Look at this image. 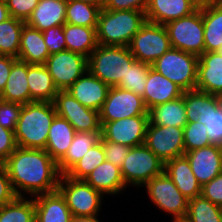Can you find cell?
I'll use <instances>...</instances> for the list:
<instances>
[{
  "label": "cell",
  "mask_w": 222,
  "mask_h": 222,
  "mask_svg": "<svg viewBox=\"0 0 222 222\" xmlns=\"http://www.w3.org/2000/svg\"><path fill=\"white\" fill-rule=\"evenodd\" d=\"M3 163L18 197H35L58 190L61 174L57 162L45 149L17 147Z\"/></svg>",
  "instance_id": "1"
},
{
  "label": "cell",
  "mask_w": 222,
  "mask_h": 222,
  "mask_svg": "<svg viewBox=\"0 0 222 222\" xmlns=\"http://www.w3.org/2000/svg\"><path fill=\"white\" fill-rule=\"evenodd\" d=\"M56 115L53 102L33 101L22 105L14 131L17 146L45 149L49 128Z\"/></svg>",
  "instance_id": "2"
},
{
  "label": "cell",
  "mask_w": 222,
  "mask_h": 222,
  "mask_svg": "<svg viewBox=\"0 0 222 222\" xmlns=\"http://www.w3.org/2000/svg\"><path fill=\"white\" fill-rule=\"evenodd\" d=\"M146 21V14L142 11L102 8L96 28L97 42L105 46H129Z\"/></svg>",
  "instance_id": "3"
},
{
  "label": "cell",
  "mask_w": 222,
  "mask_h": 222,
  "mask_svg": "<svg viewBox=\"0 0 222 222\" xmlns=\"http://www.w3.org/2000/svg\"><path fill=\"white\" fill-rule=\"evenodd\" d=\"M136 59L128 46H105L98 44L88 57V70L110 87L125 79L128 67Z\"/></svg>",
  "instance_id": "4"
},
{
  "label": "cell",
  "mask_w": 222,
  "mask_h": 222,
  "mask_svg": "<svg viewBox=\"0 0 222 222\" xmlns=\"http://www.w3.org/2000/svg\"><path fill=\"white\" fill-rule=\"evenodd\" d=\"M187 122L198 121L206 125L211 144L222 146V113L218 95L189 90L184 92Z\"/></svg>",
  "instance_id": "5"
},
{
  "label": "cell",
  "mask_w": 222,
  "mask_h": 222,
  "mask_svg": "<svg viewBox=\"0 0 222 222\" xmlns=\"http://www.w3.org/2000/svg\"><path fill=\"white\" fill-rule=\"evenodd\" d=\"M199 56L171 48L151 67L179 86L184 92L196 89Z\"/></svg>",
  "instance_id": "6"
},
{
  "label": "cell",
  "mask_w": 222,
  "mask_h": 222,
  "mask_svg": "<svg viewBox=\"0 0 222 222\" xmlns=\"http://www.w3.org/2000/svg\"><path fill=\"white\" fill-rule=\"evenodd\" d=\"M58 191L65 198L73 216L96 217L101 215L100 210L104 206L103 203L105 204V196L84 180H75L63 174L59 178Z\"/></svg>",
  "instance_id": "7"
},
{
  "label": "cell",
  "mask_w": 222,
  "mask_h": 222,
  "mask_svg": "<svg viewBox=\"0 0 222 222\" xmlns=\"http://www.w3.org/2000/svg\"><path fill=\"white\" fill-rule=\"evenodd\" d=\"M125 158L121 173L127 187L140 189L153 177L164 172V162L145 144L131 147Z\"/></svg>",
  "instance_id": "8"
},
{
  "label": "cell",
  "mask_w": 222,
  "mask_h": 222,
  "mask_svg": "<svg viewBox=\"0 0 222 222\" xmlns=\"http://www.w3.org/2000/svg\"><path fill=\"white\" fill-rule=\"evenodd\" d=\"M146 190L151 204L156 209L165 213L166 216L171 215V220L185 219L188 207V199L178 190L172 179L162 173L153 177L146 182L141 188ZM168 214V215H167Z\"/></svg>",
  "instance_id": "9"
},
{
  "label": "cell",
  "mask_w": 222,
  "mask_h": 222,
  "mask_svg": "<svg viewBox=\"0 0 222 222\" xmlns=\"http://www.w3.org/2000/svg\"><path fill=\"white\" fill-rule=\"evenodd\" d=\"M164 26L172 48L197 56L204 53V25L200 7L190 15L172 20Z\"/></svg>",
  "instance_id": "10"
},
{
  "label": "cell",
  "mask_w": 222,
  "mask_h": 222,
  "mask_svg": "<svg viewBox=\"0 0 222 222\" xmlns=\"http://www.w3.org/2000/svg\"><path fill=\"white\" fill-rule=\"evenodd\" d=\"M128 47L136 60L148 65L172 48L165 26L148 21L134 35Z\"/></svg>",
  "instance_id": "11"
},
{
  "label": "cell",
  "mask_w": 222,
  "mask_h": 222,
  "mask_svg": "<svg viewBox=\"0 0 222 222\" xmlns=\"http://www.w3.org/2000/svg\"><path fill=\"white\" fill-rule=\"evenodd\" d=\"M135 116H148L142 96L117 86L110 87L107 98L99 111L100 125Z\"/></svg>",
  "instance_id": "12"
},
{
  "label": "cell",
  "mask_w": 222,
  "mask_h": 222,
  "mask_svg": "<svg viewBox=\"0 0 222 222\" xmlns=\"http://www.w3.org/2000/svg\"><path fill=\"white\" fill-rule=\"evenodd\" d=\"M44 65L58 91H66L88 70V58L80 53L64 50L50 54Z\"/></svg>",
  "instance_id": "13"
},
{
  "label": "cell",
  "mask_w": 222,
  "mask_h": 222,
  "mask_svg": "<svg viewBox=\"0 0 222 222\" xmlns=\"http://www.w3.org/2000/svg\"><path fill=\"white\" fill-rule=\"evenodd\" d=\"M53 104L56 114L66 119L76 132H101L99 111L83 106L69 92L58 91Z\"/></svg>",
  "instance_id": "14"
},
{
  "label": "cell",
  "mask_w": 222,
  "mask_h": 222,
  "mask_svg": "<svg viewBox=\"0 0 222 222\" xmlns=\"http://www.w3.org/2000/svg\"><path fill=\"white\" fill-rule=\"evenodd\" d=\"M144 144L164 163L184 156L183 128L149 123Z\"/></svg>",
  "instance_id": "15"
},
{
  "label": "cell",
  "mask_w": 222,
  "mask_h": 222,
  "mask_svg": "<svg viewBox=\"0 0 222 222\" xmlns=\"http://www.w3.org/2000/svg\"><path fill=\"white\" fill-rule=\"evenodd\" d=\"M148 116H135L105 122L101 126V136L112 142L128 147H134L145 143Z\"/></svg>",
  "instance_id": "16"
},
{
  "label": "cell",
  "mask_w": 222,
  "mask_h": 222,
  "mask_svg": "<svg viewBox=\"0 0 222 222\" xmlns=\"http://www.w3.org/2000/svg\"><path fill=\"white\" fill-rule=\"evenodd\" d=\"M191 170L198 183L203 186L222 172V146H209L185 152Z\"/></svg>",
  "instance_id": "17"
},
{
  "label": "cell",
  "mask_w": 222,
  "mask_h": 222,
  "mask_svg": "<svg viewBox=\"0 0 222 222\" xmlns=\"http://www.w3.org/2000/svg\"><path fill=\"white\" fill-rule=\"evenodd\" d=\"M110 86L87 70L66 91L83 106L100 111Z\"/></svg>",
  "instance_id": "18"
},
{
  "label": "cell",
  "mask_w": 222,
  "mask_h": 222,
  "mask_svg": "<svg viewBox=\"0 0 222 222\" xmlns=\"http://www.w3.org/2000/svg\"><path fill=\"white\" fill-rule=\"evenodd\" d=\"M197 0H149L145 10L146 20L151 23H166L190 15L199 7Z\"/></svg>",
  "instance_id": "19"
},
{
  "label": "cell",
  "mask_w": 222,
  "mask_h": 222,
  "mask_svg": "<svg viewBox=\"0 0 222 222\" xmlns=\"http://www.w3.org/2000/svg\"><path fill=\"white\" fill-rule=\"evenodd\" d=\"M196 89L212 95L222 94V55L216 51L199 56Z\"/></svg>",
  "instance_id": "20"
},
{
  "label": "cell",
  "mask_w": 222,
  "mask_h": 222,
  "mask_svg": "<svg viewBox=\"0 0 222 222\" xmlns=\"http://www.w3.org/2000/svg\"><path fill=\"white\" fill-rule=\"evenodd\" d=\"M183 90L174 82L149 68L144 95L142 96L147 110L183 95Z\"/></svg>",
  "instance_id": "21"
},
{
  "label": "cell",
  "mask_w": 222,
  "mask_h": 222,
  "mask_svg": "<svg viewBox=\"0 0 222 222\" xmlns=\"http://www.w3.org/2000/svg\"><path fill=\"white\" fill-rule=\"evenodd\" d=\"M84 181L105 197H114L121 193L124 195L123 192L129 190L124 183L121 168L106 160L89 173Z\"/></svg>",
  "instance_id": "22"
},
{
  "label": "cell",
  "mask_w": 222,
  "mask_h": 222,
  "mask_svg": "<svg viewBox=\"0 0 222 222\" xmlns=\"http://www.w3.org/2000/svg\"><path fill=\"white\" fill-rule=\"evenodd\" d=\"M35 222H71V214L65 198L57 190L33 197Z\"/></svg>",
  "instance_id": "23"
},
{
  "label": "cell",
  "mask_w": 222,
  "mask_h": 222,
  "mask_svg": "<svg viewBox=\"0 0 222 222\" xmlns=\"http://www.w3.org/2000/svg\"><path fill=\"white\" fill-rule=\"evenodd\" d=\"M164 173L173 181L178 190L188 199L201 195V185L191 170L185 156L171 159L164 163Z\"/></svg>",
  "instance_id": "24"
},
{
  "label": "cell",
  "mask_w": 222,
  "mask_h": 222,
  "mask_svg": "<svg viewBox=\"0 0 222 222\" xmlns=\"http://www.w3.org/2000/svg\"><path fill=\"white\" fill-rule=\"evenodd\" d=\"M66 6L67 0H40L25 23L41 32L54 26L64 25Z\"/></svg>",
  "instance_id": "25"
},
{
  "label": "cell",
  "mask_w": 222,
  "mask_h": 222,
  "mask_svg": "<svg viewBox=\"0 0 222 222\" xmlns=\"http://www.w3.org/2000/svg\"><path fill=\"white\" fill-rule=\"evenodd\" d=\"M204 25V52H215L222 45V0L199 4Z\"/></svg>",
  "instance_id": "26"
},
{
  "label": "cell",
  "mask_w": 222,
  "mask_h": 222,
  "mask_svg": "<svg viewBox=\"0 0 222 222\" xmlns=\"http://www.w3.org/2000/svg\"><path fill=\"white\" fill-rule=\"evenodd\" d=\"M27 74L28 63L17 59L12 65L6 86L0 94V99L22 105L29 103L30 90Z\"/></svg>",
  "instance_id": "27"
},
{
  "label": "cell",
  "mask_w": 222,
  "mask_h": 222,
  "mask_svg": "<svg viewBox=\"0 0 222 222\" xmlns=\"http://www.w3.org/2000/svg\"><path fill=\"white\" fill-rule=\"evenodd\" d=\"M30 102H53L58 89L44 64H28Z\"/></svg>",
  "instance_id": "28"
},
{
  "label": "cell",
  "mask_w": 222,
  "mask_h": 222,
  "mask_svg": "<svg viewBox=\"0 0 222 222\" xmlns=\"http://www.w3.org/2000/svg\"><path fill=\"white\" fill-rule=\"evenodd\" d=\"M49 55L42 32L25 23L21 32L18 60L28 64H45Z\"/></svg>",
  "instance_id": "29"
},
{
  "label": "cell",
  "mask_w": 222,
  "mask_h": 222,
  "mask_svg": "<svg viewBox=\"0 0 222 222\" xmlns=\"http://www.w3.org/2000/svg\"><path fill=\"white\" fill-rule=\"evenodd\" d=\"M76 134L73 126L56 115L49 128L45 150L58 163L67 153Z\"/></svg>",
  "instance_id": "30"
},
{
  "label": "cell",
  "mask_w": 222,
  "mask_h": 222,
  "mask_svg": "<svg viewBox=\"0 0 222 222\" xmlns=\"http://www.w3.org/2000/svg\"><path fill=\"white\" fill-rule=\"evenodd\" d=\"M149 123L159 126L184 128L188 123L183 95L175 100L159 104L148 110Z\"/></svg>",
  "instance_id": "31"
},
{
  "label": "cell",
  "mask_w": 222,
  "mask_h": 222,
  "mask_svg": "<svg viewBox=\"0 0 222 222\" xmlns=\"http://www.w3.org/2000/svg\"><path fill=\"white\" fill-rule=\"evenodd\" d=\"M96 28L65 23L63 32L66 50L80 53L88 58L98 46Z\"/></svg>",
  "instance_id": "32"
},
{
  "label": "cell",
  "mask_w": 222,
  "mask_h": 222,
  "mask_svg": "<svg viewBox=\"0 0 222 222\" xmlns=\"http://www.w3.org/2000/svg\"><path fill=\"white\" fill-rule=\"evenodd\" d=\"M101 132H76L65 156L57 163L58 171L65 174L90 148L100 141Z\"/></svg>",
  "instance_id": "33"
},
{
  "label": "cell",
  "mask_w": 222,
  "mask_h": 222,
  "mask_svg": "<svg viewBox=\"0 0 222 222\" xmlns=\"http://www.w3.org/2000/svg\"><path fill=\"white\" fill-rule=\"evenodd\" d=\"M25 21L10 17L0 23V55L18 59L21 32Z\"/></svg>",
  "instance_id": "34"
},
{
  "label": "cell",
  "mask_w": 222,
  "mask_h": 222,
  "mask_svg": "<svg viewBox=\"0 0 222 222\" xmlns=\"http://www.w3.org/2000/svg\"><path fill=\"white\" fill-rule=\"evenodd\" d=\"M0 222H35L33 197H16L0 207Z\"/></svg>",
  "instance_id": "35"
},
{
  "label": "cell",
  "mask_w": 222,
  "mask_h": 222,
  "mask_svg": "<svg viewBox=\"0 0 222 222\" xmlns=\"http://www.w3.org/2000/svg\"><path fill=\"white\" fill-rule=\"evenodd\" d=\"M222 207L202 195L188 200L185 220L188 222H221Z\"/></svg>",
  "instance_id": "36"
},
{
  "label": "cell",
  "mask_w": 222,
  "mask_h": 222,
  "mask_svg": "<svg viewBox=\"0 0 222 222\" xmlns=\"http://www.w3.org/2000/svg\"><path fill=\"white\" fill-rule=\"evenodd\" d=\"M100 10L99 6L82 1L67 0L66 23L85 27H97Z\"/></svg>",
  "instance_id": "37"
},
{
  "label": "cell",
  "mask_w": 222,
  "mask_h": 222,
  "mask_svg": "<svg viewBox=\"0 0 222 222\" xmlns=\"http://www.w3.org/2000/svg\"><path fill=\"white\" fill-rule=\"evenodd\" d=\"M105 152L100 140L77 161L65 175L75 180H84L97 166L105 161Z\"/></svg>",
  "instance_id": "38"
},
{
  "label": "cell",
  "mask_w": 222,
  "mask_h": 222,
  "mask_svg": "<svg viewBox=\"0 0 222 222\" xmlns=\"http://www.w3.org/2000/svg\"><path fill=\"white\" fill-rule=\"evenodd\" d=\"M150 67L151 65L135 60L128 67L125 79H121L116 86L143 96Z\"/></svg>",
  "instance_id": "39"
},
{
  "label": "cell",
  "mask_w": 222,
  "mask_h": 222,
  "mask_svg": "<svg viewBox=\"0 0 222 222\" xmlns=\"http://www.w3.org/2000/svg\"><path fill=\"white\" fill-rule=\"evenodd\" d=\"M185 152L211 145L206 125L201 122H188L183 128Z\"/></svg>",
  "instance_id": "40"
},
{
  "label": "cell",
  "mask_w": 222,
  "mask_h": 222,
  "mask_svg": "<svg viewBox=\"0 0 222 222\" xmlns=\"http://www.w3.org/2000/svg\"><path fill=\"white\" fill-rule=\"evenodd\" d=\"M22 104L7 102L0 99V125L6 129L15 131Z\"/></svg>",
  "instance_id": "41"
},
{
  "label": "cell",
  "mask_w": 222,
  "mask_h": 222,
  "mask_svg": "<svg viewBox=\"0 0 222 222\" xmlns=\"http://www.w3.org/2000/svg\"><path fill=\"white\" fill-rule=\"evenodd\" d=\"M100 140L102 141L106 161L111 162L113 165L121 168L124 160L126 159L125 157L129 153L130 147L108 141L102 136L100 137Z\"/></svg>",
  "instance_id": "42"
},
{
  "label": "cell",
  "mask_w": 222,
  "mask_h": 222,
  "mask_svg": "<svg viewBox=\"0 0 222 222\" xmlns=\"http://www.w3.org/2000/svg\"><path fill=\"white\" fill-rule=\"evenodd\" d=\"M49 54L66 50L63 25L51 27L42 32Z\"/></svg>",
  "instance_id": "43"
},
{
  "label": "cell",
  "mask_w": 222,
  "mask_h": 222,
  "mask_svg": "<svg viewBox=\"0 0 222 222\" xmlns=\"http://www.w3.org/2000/svg\"><path fill=\"white\" fill-rule=\"evenodd\" d=\"M10 17L27 21L40 0H5Z\"/></svg>",
  "instance_id": "44"
},
{
  "label": "cell",
  "mask_w": 222,
  "mask_h": 222,
  "mask_svg": "<svg viewBox=\"0 0 222 222\" xmlns=\"http://www.w3.org/2000/svg\"><path fill=\"white\" fill-rule=\"evenodd\" d=\"M201 195L222 207V172L201 187Z\"/></svg>",
  "instance_id": "45"
},
{
  "label": "cell",
  "mask_w": 222,
  "mask_h": 222,
  "mask_svg": "<svg viewBox=\"0 0 222 222\" xmlns=\"http://www.w3.org/2000/svg\"><path fill=\"white\" fill-rule=\"evenodd\" d=\"M14 131L0 125V162H4L17 148Z\"/></svg>",
  "instance_id": "46"
},
{
  "label": "cell",
  "mask_w": 222,
  "mask_h": 222,
  "mask_svg": "<svg viewBox=\"0 0 222 222\" xmlns=\"http://www.w3.org/2000/svg\"><path fill=\"white\" fill-rule=\"evenodd\" d=\"M149 0H105L106 10H135L145 12Z\"/></svg>",
  "instance_id": "47"
},
{
  "label": "cell",
  "mask_w": 222,
  "mask_h": 222,
  "mask_svg": "<svg viewBox=\"0 0 222 222\" xmlns=\"http://www.w3.org/2000/svg\"><path fill=\"white\" fill-rule=\"evenodd\" d=\"M16 197L5 165L0 162V207L13 201Z\"/></svg>",
  "instance_id": "48"
},
{
  "label": "cell",
  "mask_w": 222,
  "mask_h": 222,
  "mask_svg": "<svg viewBox=\"0 0 222 222\" xmlns=\"http://www.w3.org/2000/svg\"><path fill=\"white\" fill-rule=\"evenodd\" d=\"M17 58L12 56L0 55V94L6 86L13 63Z\"/></svg>",
  "instance_id": "49"
},
{
  "label": "cell",
  "mask_w": 222,
  "mask_h": 222,
  "mask_svg": "<svg viewBox=\"0 0 222 222\" xmlns=\"http://www.w3.org/2000/svg\"><path fill=\"white\" fill-rule=\"evenodd\" d=\"M10 18L9 10L5 0H0V23Z\"/></svg>",
  "instance_id": "50"
},
{
  "label": "cell",
  "mask_w": 222,
  "mask_h": 222,
  "mask_svg": "<svg viewBox=\"0 0 222 222\" xmlns=\"http://www.w3.org/2000/svg\"><path fill=\"white\" fill-rule=\"evenodd\" d=\"M99 216L85 217V216H73L71 222H103Z\"/></svg>",
  "instance_id": "51"
},
{
  "label": "cell",
  "mask_w": 222,
  "mask_h": 222,
  "mask_svg": "<svg viewBox=\"0 0 222 222\" xmlns=\"http://www.w3.org/2000/svg\"><path fill=\"white\" fill-rule=\"evenodd\" d=\"M71 1H82L91 5L99 6L101 9L105 5V0H71Z\"/></svg>",
  "instance_id": "52"
},
{
  "label": "cell",
  "mask_w": 222,
  "mask_h": 222,
  "mask_svg": "<svg viewBox=\"0 0 222 222\" xmlns=\"http://www.w3.org/2000/svg\"><path fill=\"white\" fill-rule=\"evenodd\" d=\"M218 105L220 112L222 113V94L218 95Z\"/></svg>",
  "instance_id": "53"
},
{
  "label": "cell",
  "mask_w": 222,
  "mask_h": 222,
  "mask_svg": "<svg viewBox=\"0 0 222 222\" xmlns=\"http://www.w3.org/2000/svg\"><path fill=\"white\" fill-rule=\"evenodd\" d=\"M197 1L201 4V3L211 2V1H215V0H197Z\"/></svg>",
  "instance_id": "54"
},
{
  "label": "cell",
  "mask_w": 222,
  "mask_h": 222,
  "mask_svg": "<svg viewBox=\"0 0 222 222\" xmlns=\"http://www.w3.org/2000/svg\"><path fill=\"white\" fill-rule=\"evenodd\" d=\"M171 222H188L185 219H180V220H171Z\"/></svg>",
  "instance_id": "55"
},
{
  "label": "cell",
  "mask_w": 222,
  "mask_h": 222,
  "mask_svg": "<svg viewBox=\"0 0 222 222\" xmlns=\"http://www.w3.org/2000/svg\"><path fill=\"white\" fill-rule=\"evenodd\" d=\"M216 52L220 55H222V45L220 46V48L218 50H216Z\"/></svg>",
  "instance_id": "56"
}]
</instances>
